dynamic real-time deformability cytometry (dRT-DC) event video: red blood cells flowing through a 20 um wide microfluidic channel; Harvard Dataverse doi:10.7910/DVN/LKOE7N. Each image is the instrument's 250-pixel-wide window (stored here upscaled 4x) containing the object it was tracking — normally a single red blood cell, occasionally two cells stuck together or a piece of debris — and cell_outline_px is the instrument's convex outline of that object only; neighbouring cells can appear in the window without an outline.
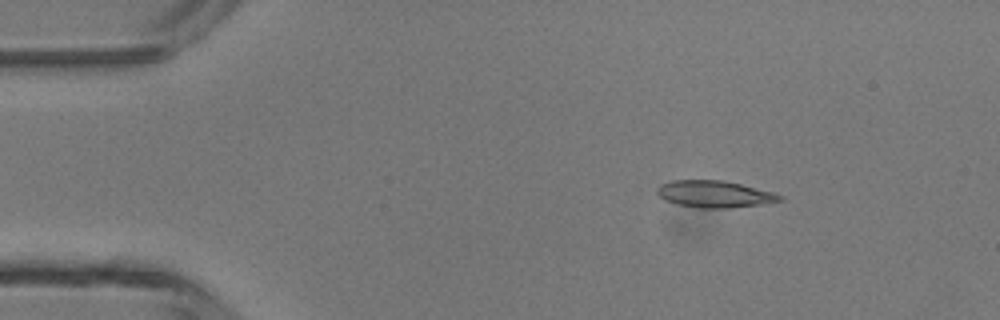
{"species": "common noctule bat (a hibernating species)", "species_latin": "Nyctalus noctula", "temperature_condition": "room temperature", "stored_images_in_passage": 46, "camera_frame_rate_fps": 3000, "um_per_image_px": 0.085, "animal": {"sex": "male", "body_mass_g": 13.3}, "frame": {"image": 1, "passage_image": 7, "time_ms": 2.0, "image_size_px": [1000, 320], "cell_outline_px": [[784, 200], [760, 204], [728, 208], [700, 208], [676, 204], [664, 200], [656, 192], [656, 188], [660, 184], [672, 180], [724, 180], [772, 192], [784, 196]], "centroid_in_image_um": [60.7, 16.49], "position_along_channel_um": 24.3, "area_um2": 19.19}}
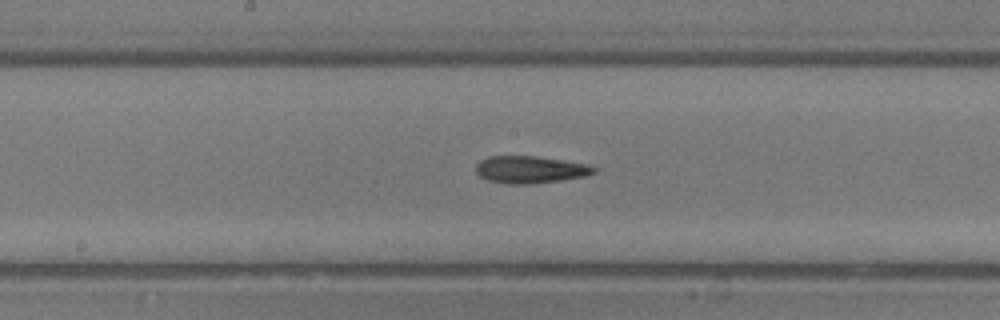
{"frame": {"image": 2, "passage_image": 24, "time_ms": 7.667, "image_size_px": [1000, 320], "cell_outline_px": [[596, 172], [584, 176], [560, 180], [532, 184], [508, 184], [488, 180], [480, 176], [476, 172], [476, 164], [480, 160], [488, 156], [536, 156], [588, 164], [596, 168]], "centroid_in_image_um": [45.04, 14.41], "position_along_channel_um": 203.2, "area_um2": 18.67}}
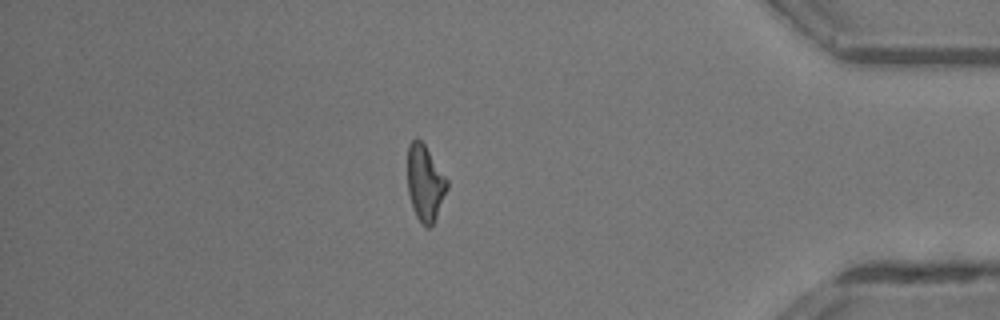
{"frame": {"image": 3, "passage_image": 40, "time_ms": 13.0, "image_size_px": [1000, 320], "cell_outline_px": [[448, 188], [436, 216], [432, 224], [428, 228], [424, 228], [416, 216], [408, 192], [408, 144], [416, 136], [424, 144], [448, 180]], "centroid_in_image_um": [36.12, 15.55], "position_along_channel_um": 399.1, "area_um2": 17.34}, "authors_computed_cell_mechanics": {"area_um2": 18.6116, "velocity_mm_per_s": 4.4031, "shape_relaxation_time_tau1_ms": 5.5297, "shape_relaxation_time_tau2_ms": 7.3807, "deformation_change_tau1": 0.1668, "deformation_change_tau2": 0.2183}}